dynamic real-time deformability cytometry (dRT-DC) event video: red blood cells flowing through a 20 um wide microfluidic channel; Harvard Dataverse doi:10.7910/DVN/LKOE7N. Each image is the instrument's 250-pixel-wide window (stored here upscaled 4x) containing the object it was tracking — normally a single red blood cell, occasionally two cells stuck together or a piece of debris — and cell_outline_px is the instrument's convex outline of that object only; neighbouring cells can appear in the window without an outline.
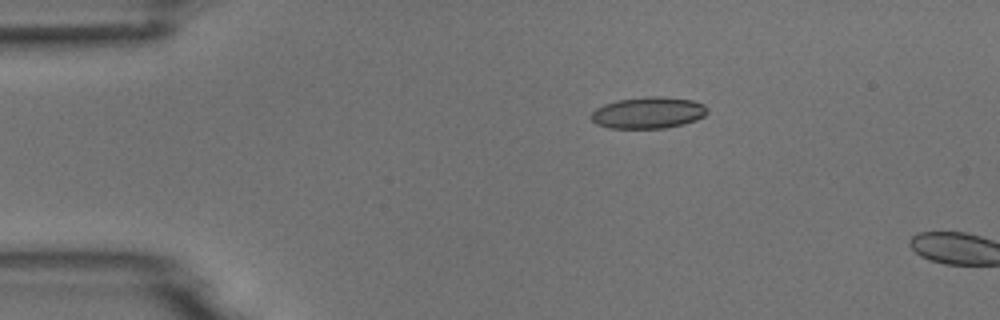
{"species": "common noctule bat (a hibernating species)", "species_latin": "Nyctalus noctula", "temperature_condition": "room temperature", "stored_images_in_passage": 3, "camera_frame_rate_fps": 3000, "um_per_image_px": 0.085, "animal": {"sex": "male", "body_mass_g": 18.8}, "frame": {"image": 1, "passage_image": 2, "time_ms": 2.0, "image_size_px": [1000, 320], "cell_outline_px": [[708, 112], [704, 116], [696, 120], [684, 124], [664, 128], [608, 128], [596, 124], [592, 120], [592, 112], [596, 108], [604, 104], [616, 100], [644, 96], [656, 96], [692, 100], [704, 104], [708, 108]], "centroid_in_image_um": [55.1, 9.58], "position_along_channel_um": 29.9, "area_um2": 21.44}}